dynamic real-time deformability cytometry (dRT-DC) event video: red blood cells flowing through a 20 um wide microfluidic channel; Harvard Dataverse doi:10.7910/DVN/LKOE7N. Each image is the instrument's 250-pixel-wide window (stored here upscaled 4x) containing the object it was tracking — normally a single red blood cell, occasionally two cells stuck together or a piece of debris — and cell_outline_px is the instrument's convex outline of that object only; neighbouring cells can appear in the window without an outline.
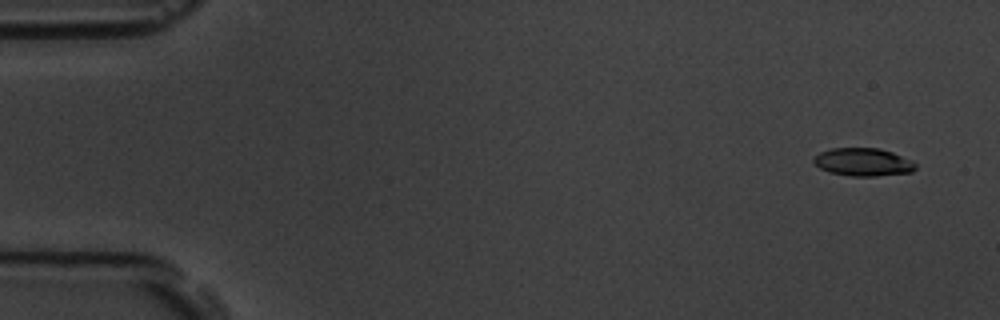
{"species": "common noctule bat (a hibernating species)", "species_latin": "Nyctalus noctula", "temperature_condition": "room temperature", "stored_images_in_passage": 5, "camera_frame_rate_fps": 3000, "um_per_image_px": 0.085, "animal": {"sex": "male", "body_mass_g": 19.5, "forearm_length_mm": 54.6}, "frame": {"image": 1, "passage_image": 1, "time_ms": 0.0, "image_size_px": [1000, 320], "cell_outline_px": [[916, 168], [912, 172], [876, 176], [848, 176], [828, 172], [820, 168], [812, 160], [820, 152], [832, 148], [880, 148], [892, 152], [912, 160], [916, 164]], "centroid_in_image_um": [73.38, 13.78], "position_along_channel_um": 11.6, "area_um2": 16.65}}
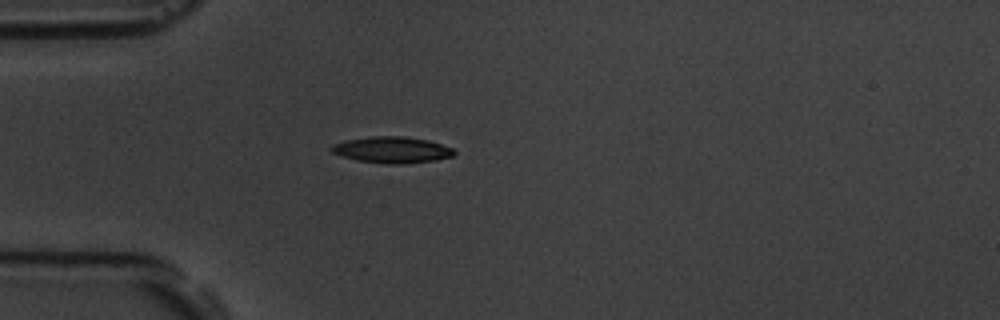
{"frame": {"image": 2, "passage_image": 4, "time_ms": 4.333, "image_size_px": [1000, 320], "cell_outline_px": [[456, 152], [452, 156], [436, 160], [404, 164], [388, 164], [356, 160], [332, 152], [328, 148], [332, 144], [344, 140], [368, 136], [404, 136], [428, 140], [452, 148]], "centroid_in_image_um": [33.28, 12.73], "position_along_channel_um": 51.7, "area_um2": 18.9}}